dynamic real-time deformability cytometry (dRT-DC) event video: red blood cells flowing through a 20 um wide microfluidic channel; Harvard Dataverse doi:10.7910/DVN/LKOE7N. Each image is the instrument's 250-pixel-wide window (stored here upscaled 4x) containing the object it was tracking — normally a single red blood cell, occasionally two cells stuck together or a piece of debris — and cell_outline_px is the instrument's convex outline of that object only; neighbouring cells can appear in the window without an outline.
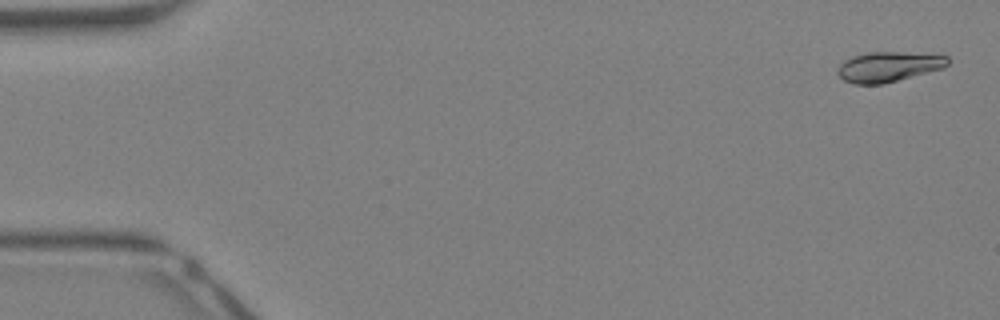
{"species": "Egyptian fruit bat (a non-hibernating species)", "species_latin": "Rousettus aegyptiacus", "temperature_condition": "warm", "stored_images_in_passage": 12, "camera_frame_rate_fps": 3000, "um_per_image_px": 0.085, "animal": {"sex": "female"}, "frame": {"image": 1, "passage_image": 2, "time_ms": 0.333, "image_size_px": [1000, 320], "cell_outline_px": [[948, 64], [944, 68], [884, 84], [852, 84], [844, 80], [836, 72], [840, 64], [844, 60], [852, 56], [868, 52], [900, 52], [948, 56]], "centroid_in_image_um": [75.49, 5.68], "position_along_channel_um": 9.5, "area_um2": 19.31}}